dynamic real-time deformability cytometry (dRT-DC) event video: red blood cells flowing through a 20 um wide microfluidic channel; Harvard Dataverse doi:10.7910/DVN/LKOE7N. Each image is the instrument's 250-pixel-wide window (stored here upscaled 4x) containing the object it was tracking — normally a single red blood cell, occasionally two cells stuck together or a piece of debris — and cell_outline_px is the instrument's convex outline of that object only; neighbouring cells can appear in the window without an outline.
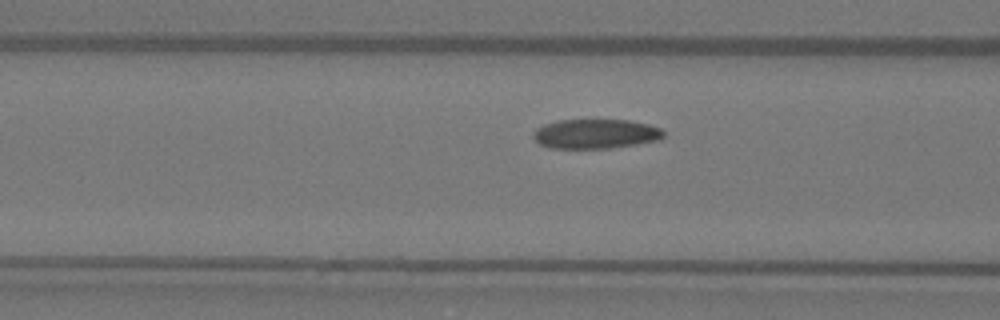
{"species": "Egyptian fruit bat (a non-hibernating species)", "species_latin": "Rousettus aegyptiacus", "temperature_condition": "warm", "stored_images_in_passage": 14, "camera_frame_rate_fps": 3000, "um_per_image_px": 0.085, "animal": {"sex": "female"}, "frame": {"image": 1, "passage_image": 12, "time_ms": 3.667, "image_size_px": [1000, 320], "cell_outline_px": [[664, 136], [660, 140], [636, 144], [608, 148], [548, 148], [540, 144], [532, 136], [532, 132], [536, 128], [544, 124], [556, 120], [628, 120], [648, 124], [660, 128], [664, 132]], "centroid_in_image_um": [50.6, 11.37], "position_along_channel_um": 116.0, "area_um2": 22.48}}